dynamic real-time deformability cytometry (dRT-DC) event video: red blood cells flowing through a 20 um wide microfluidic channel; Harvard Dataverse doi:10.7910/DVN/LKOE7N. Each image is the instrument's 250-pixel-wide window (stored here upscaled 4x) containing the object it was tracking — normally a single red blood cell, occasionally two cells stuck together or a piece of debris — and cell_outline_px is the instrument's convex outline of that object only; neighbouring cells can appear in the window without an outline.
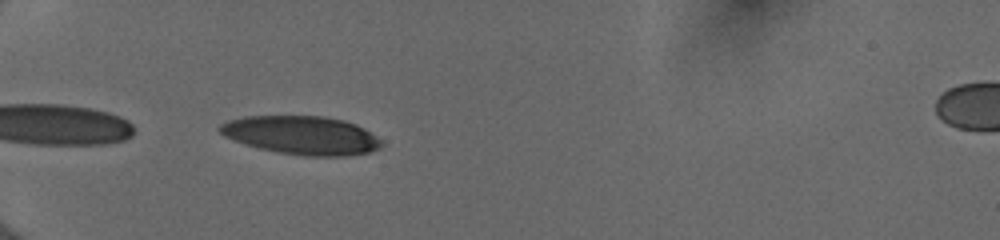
{"species": "human", "species_latin": "Homo sapiens", "temperature_condition": "cold", "stored_images_in_passage": 25, "camera_frame_rate_fps": 3000, "um_per_image_px": 0.085, "donor": {"sex": "female"}, "frame": {"image": 1, "passage_image": 2, "time_ms": 0.333, "image_size_px": [1000, 240], "cell_outline_px": [[384, 144], [380, 148], [368, 152], [344, 156], [304, 156], [280, 152], [260, 148], [224, 136], [216, 128], [220, 124], [228, 120], [244, 116], [324, 116], [344, 120], [356, 124], [364, 128], [376, 136]], "centroid_in_image_um": [25.65, 11.48], "position_along_channel_um": 59.3, "area_um2": 36.13}}
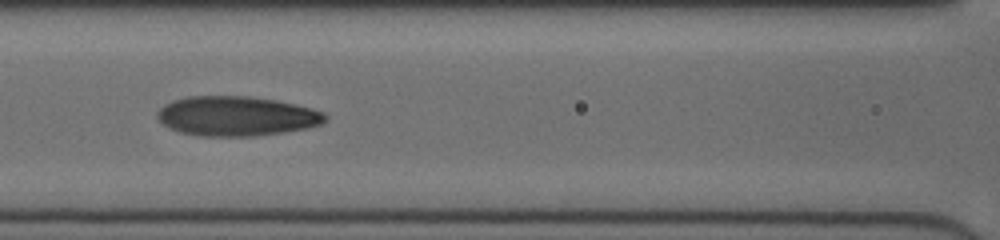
{"frame": {"image": 2, "passage_image": 10, "time_ms": 3.0, "image_size_px": [1000, 240], "cell_outline_px": [[328, 120], [320, 124], [308, 128], [284, 132], [256, 136], [200, 136], [180, 132], [168, 128], [156, 116], [156, 112], [164, 104], [172, 100], [188, 96], [248, 96], [276, 100], [312, 108], [324, 112], [328, 116]], "centroid_in_image_um": [20.11, 9.87], "position_along_channel_um": 146.5, "area_um2": 39.07}}
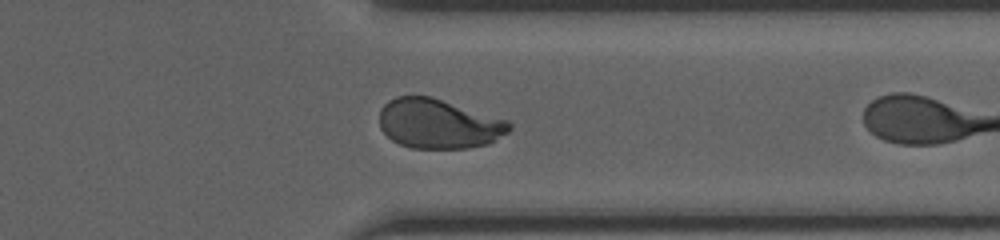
{"frame": {"image": 3, "passage_image": 24, "time_ms": 7.667, "image_size_px": [1000, 240], "cell_outline_px": [[512, 128], [508, 132], [488, 144], [468, 148], [412, 148], [400, 144], [392, 140], [380, 128], [380, 108], [388, 100], [396, 96], [432, 96], [508, 120], [512, 124]], "centroid_in_image_um": [37.28, 10.51], "position_along_channel_um": 374.1, "area_um2": 37.69}}